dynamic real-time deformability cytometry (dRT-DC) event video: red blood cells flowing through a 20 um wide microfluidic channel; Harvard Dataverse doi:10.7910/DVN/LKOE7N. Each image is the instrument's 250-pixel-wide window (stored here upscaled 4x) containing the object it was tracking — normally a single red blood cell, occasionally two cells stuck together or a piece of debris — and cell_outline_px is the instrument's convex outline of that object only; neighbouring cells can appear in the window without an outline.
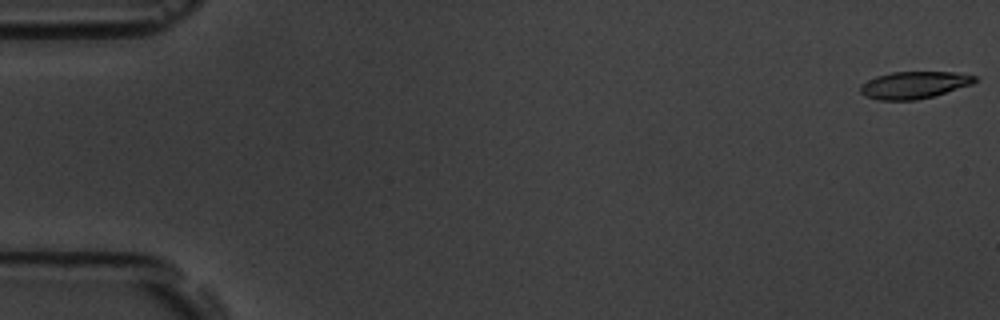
{"species": "common noctule bat (a hibernating species)", "species_latin": "Nyctalus noctula", "temperature_condition": "room temperature", "stored_images_in_passage": 7, "camera_frame_rate_fps": 3000, "um_per_image_px": 0.085, "animal": {"sex": "male", "body_mass_g": 19.5, "forearm_length_mm": 54.6}, "frame": {"image": 1, "passage_image": 1, "time_ms": 0.0, "image_size_px": [1000, 320], "cell_outline_px": [[980, 80], [972, 84], [932, 96], [916, 100], [880, 100], [868, 96], [860, 92], [860, 84], [876, 76], [892, 72], [956, 72], [976, 76]], "centroid_in_image_um": [77.72, 7.21], "position_along_channel_um": 7.3, "area_um2": 17.98}}
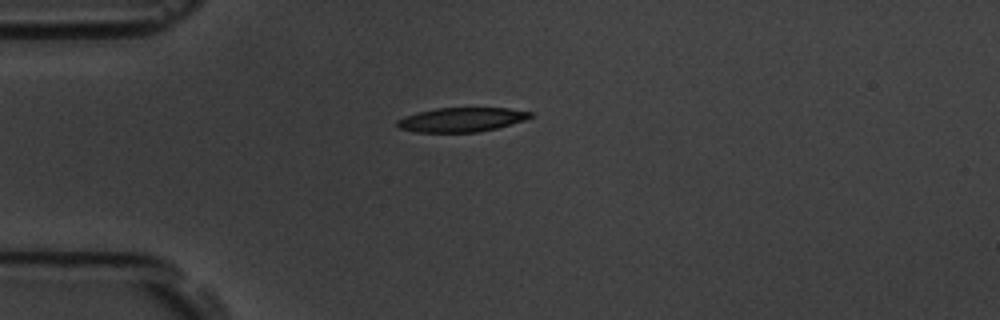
{"frame": {"image": 2, "passage_image": 5, "time_ms": 4.667, "image_size_px": [1000, 320], "cell_outline_px": [[532, 116], [524, 120], [496, 128], [476, 132], [416, 132], [400, 128], [396, 124], [396, 120], [404, 116], [416, 112], [436, 108], [508, 108], [532, 112]], "centroid_in_image_um": [39.19, 10.16], "position_along_channel_um": 45.8, "area_um2": 18.73}}
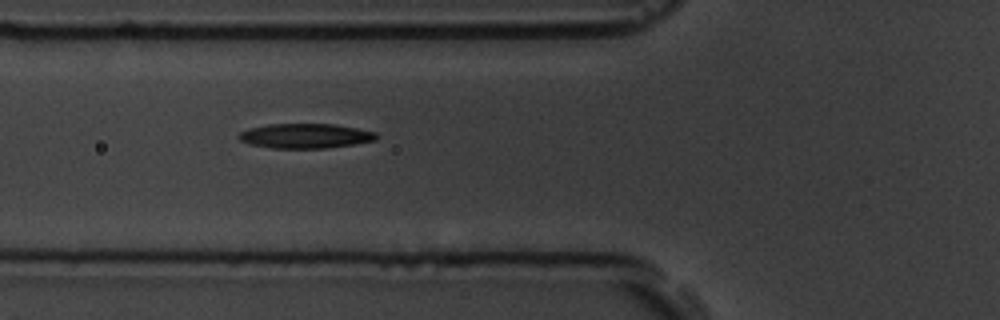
{"frame": {"image": 3, "passage_image": 7, "time_ms": 6.667, "image_size_px": [1000, 320], "cell_outline_px": [[380, 136], [376, 140], [356, 144], [324, 148], [272, 148], [252, 144], [240, 140], [236, 136], [240, 132], [248, 128], [268, 124], [336, 124], [376, 132]], "centroid_in_image_um": [25.98, 11.55], "position_along_channel_um": 99.8, "area_um2": 19.88}}